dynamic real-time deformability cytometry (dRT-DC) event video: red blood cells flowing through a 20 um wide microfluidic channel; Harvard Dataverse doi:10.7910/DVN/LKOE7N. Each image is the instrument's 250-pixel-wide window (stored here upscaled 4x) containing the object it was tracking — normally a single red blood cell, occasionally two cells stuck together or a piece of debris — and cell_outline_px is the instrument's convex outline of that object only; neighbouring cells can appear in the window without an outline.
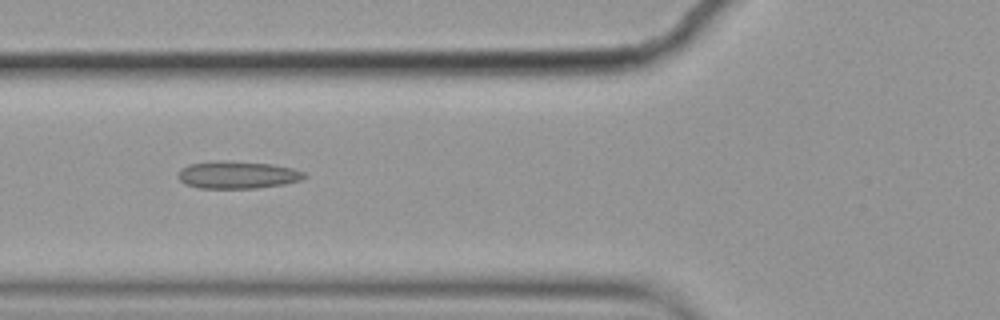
{"species": "common noctule bat (a hibernating species)", "species_latin": "Nyctalus noctula", "temperature_condition": "cold", "stored_images_in_passage": 15, "camera_frame_rate_fps": 3000, "um_per_image_px": 0.085, "animal": {"sex": "female", "body_mass_g": 19.9}, "frame": {"image": 1, "passage_image": 5, "time_ms": 1.333, "image_size_px": [1000, 320], "cell_outline_px": [[308, 176], [300, 180], [284, 184], [256, 188], [200, 188], [184, 184], [176, 176], [180, 168], [188, 164], [228, 160], [272, 164], [292, 168], [304, 172]], "centroid_in_image_um": [20.16, 14.86], "position_along_channel_um": 105.6, "area_um2": 20.29}}
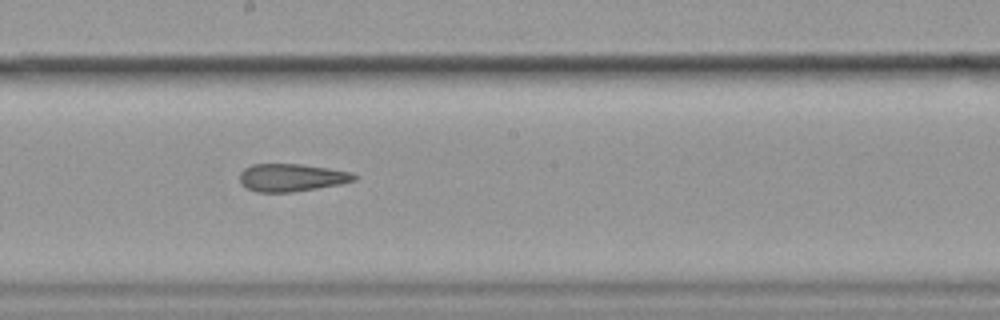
{"frame": {"image": 2, "passage_image": 8, "time_ms": 2.333, "image_size_px": [1000, 320], "cell_outline_px": [[360, 176], [356, 180], [340, 184], [292, 192], [256, 192], [240, 184], [240, 172], [244, 168], [252, 164], [300, 164], [328, 168], [352, 172]], "centroid_in_image_um": [24.79, 15.09], "position_along_channel_um": 223.4, "area_um2": 18.55}}
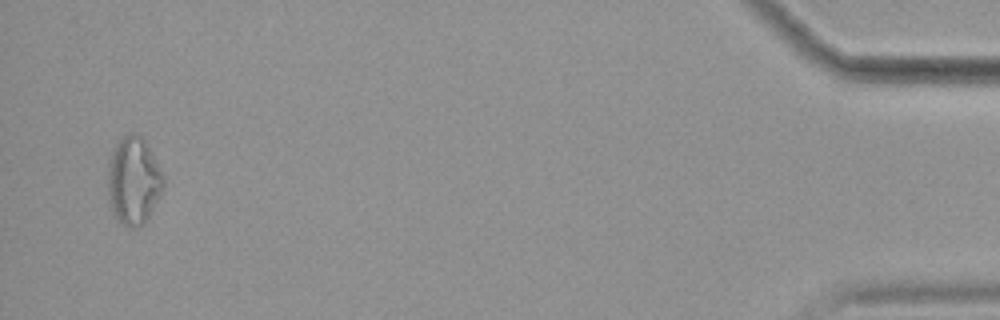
{"frame": {"image": 3, "passage_image": 14, "time_ms": 4.333, "image_size_px": [1000, 320], "cell_outline_px": [[164, 184], [148, 216], [136, 228], [128, 228], [116, 216], [108, 200], [108, 164], [112, 152], [116, 144], [124, 136], [132, 132], [136, 132], [148, 144], [164, 176]], "centroid_in_image_um": [11.34, 15.31], "position_along_channel_um": 423.9, "area_um2": 27.86}}